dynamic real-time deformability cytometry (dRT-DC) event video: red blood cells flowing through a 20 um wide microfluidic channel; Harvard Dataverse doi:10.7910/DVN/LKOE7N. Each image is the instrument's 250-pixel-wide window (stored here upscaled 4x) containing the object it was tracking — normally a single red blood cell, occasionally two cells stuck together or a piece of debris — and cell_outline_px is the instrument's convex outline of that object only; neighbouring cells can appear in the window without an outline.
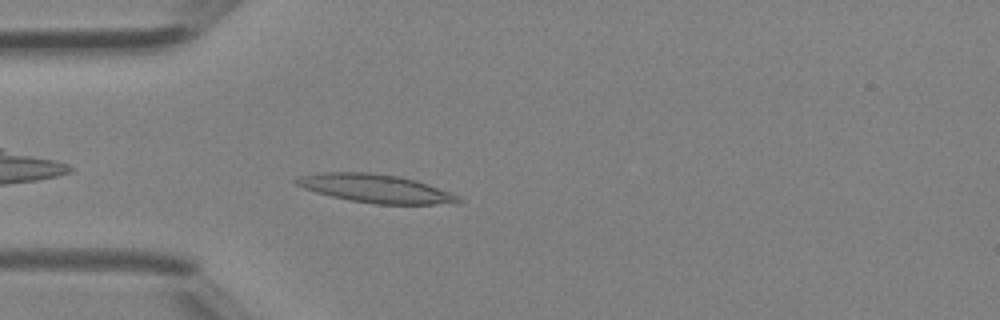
{"species": "Egyptian fruit bat (a non-hibernating species)", "species_latin": "Rousettus aegyptiacus", "temperature_condition": "room temperature", "stored_images_in_passage": 30, "camera_frame_rate_fps": 3000, "um_per_image_px": 0.085, "animal": {"sex": "female"}, "frame": {"image": 1, "passage_image": 1, "time_ms": 0.0, "image_size_px": [1000, 320], "cell_outline_px": [[464, 200], [432, 204], [376, 204], [352, 200], [332, 196], [316, 192], [304, 188], [296, 184], [292, 180], [300, 176], [324, 172], [368, 172], [400, 176], [416, 180], [460, 196]], "centroid_in_image_um": [31.88, 16.01], "position_along_channel_um": 53.1, "area_um2": 26.36}}
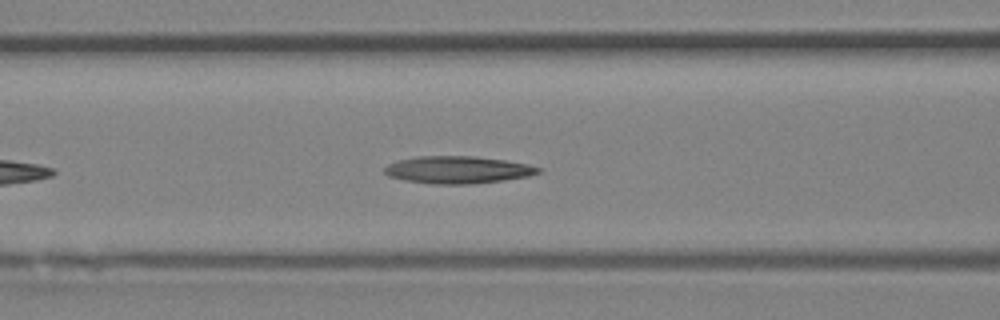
{"frame": {"image": 2, "passage_image": 6, "time_ms": 1.667, "image_size_px": [1000, 320], "cell_outline_px": [[540, 172], [528, 176], [504, 180], [472, 184], [432, 184], [404, 180], [388, 176], [384, 172], [384, 168], [388, 164], [396, 160], [416, 156], [476, 156], [504, 160], [528, 164], [540, 168]], "centroid_in_image_um": [38.87, 14.43], "position_along_channel_um": 127.7, "area_um2": 24.57}}
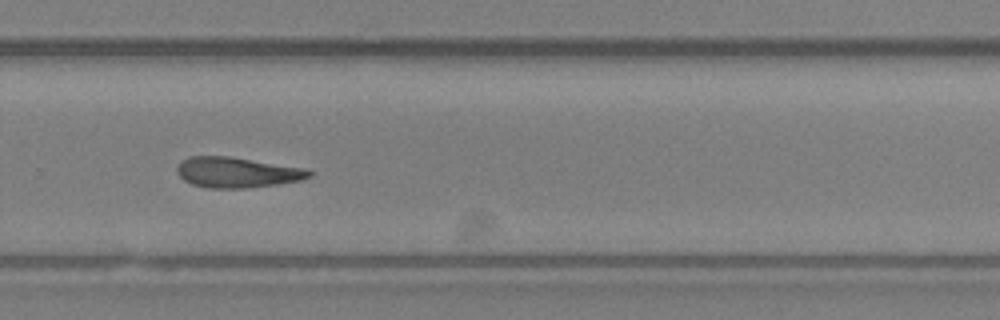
{"frame": {"image": 3, "passage_image": 17, "time_ms": 5.333, "image_size_px": [1000, 320], "cell_outline_px": [[312, 176], [300, 180], [276, 184], [244, 188], [208, 188], [192, 184], [184, 180], [176, 172], [176, 168], [180, 160], [188, 156], [232, 156], [308, 168], [312, 172]], "centroid_in_image_um": [20.14, 14.63], "position_along_channel_um": 309.7, "area_um2": 23.76}}